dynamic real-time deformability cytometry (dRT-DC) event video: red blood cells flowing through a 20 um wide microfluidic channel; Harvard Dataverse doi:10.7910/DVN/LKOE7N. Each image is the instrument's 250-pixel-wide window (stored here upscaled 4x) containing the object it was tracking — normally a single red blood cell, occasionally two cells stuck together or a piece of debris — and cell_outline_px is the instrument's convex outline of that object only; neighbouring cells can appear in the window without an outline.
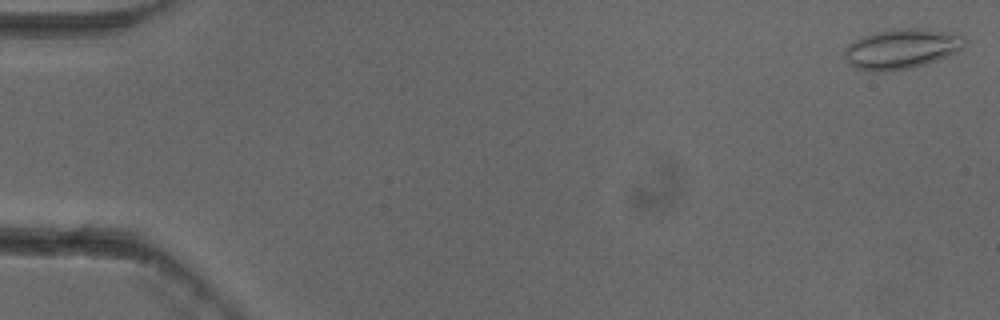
{"species": "common noctule bat (a hibernating species)", "species_latin": "Nyctalus noctula", "temperature_condition": "cold", "stored_images_in_passage": 53, "camera_frame_rate_fps": 3000, "um_per_image_px": 0.085, "animal": {"sex": "female"}, "frame": {"image": 1, "passage_image": 1, "time_ms": 0.0, "image_size_px": [1000, 320], "cell_outline_px": [[968, 40], [964, 48], [956, 52], [936, 60], [912, 68], [888, 72], [868, 72], [856, 68], [848, 64], [844, 56], [844, 52], [848, 44], [864, 36], [888, 28], [924, 28], [948, 32], [964, 36]], "centroid_in_image_um": [76.63, 4.15], "position_along_channel_um": 8.4, "area_um2": 28.44}}
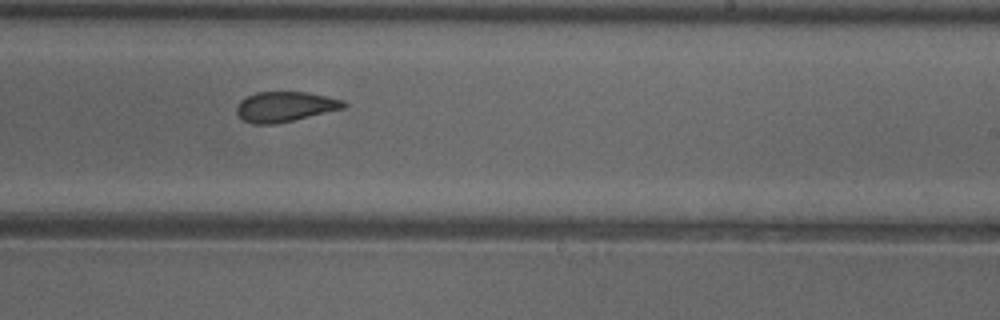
{"frame": {"image": 2, "passage_image": 33, "time_ms": 10.667, "image_size_px": [1000, 320], "cell_outline_px": [[348, 104], [344, 108], [276, 124], [252, 124], [244, 120], [236, 112], [236, 108], [240, 100], [256, 92], [308, 92], [344, 100]], "centroid_in_image_um": [24.23, 9.06], "position_along_channel_um": 264.8, "area_um2": 18.73}}
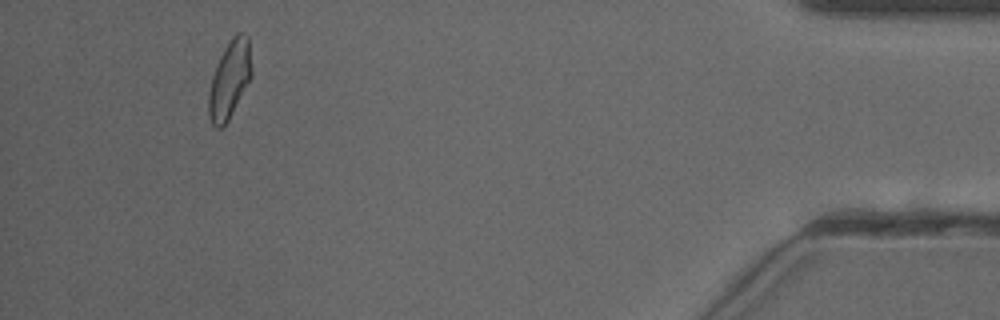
{"frame": {"image": 3, "passage_image": 50, "time_ms": 16.333, "image_size_px": [1000, 320], "cell_outline_px": [[252, 76], [228, 120], [220, 128], [216, 128], [212, 124], [208, 116], [208, 92], [212, 76], [216, 64], [224, 48], [232, 36], [236, 32], [244, 32], [248, 36], [252, 68]], "centroid_in_image_um": [19.51, 6.73], "position_along_channel_um": 415.7, "area_um2": 19.54}, "authors_computed_cell_mechanics": {"area_um2": 19.5942, "velocity_mm_per_s": 3.8498, "shape_relaxation_time_tau1_ms": 9.5964, "shape_relaxation_time_tau2_ms": 1.8766, "deformation_change_tau1": 0.1774, "deformation_change_tau2": 0.0713}}